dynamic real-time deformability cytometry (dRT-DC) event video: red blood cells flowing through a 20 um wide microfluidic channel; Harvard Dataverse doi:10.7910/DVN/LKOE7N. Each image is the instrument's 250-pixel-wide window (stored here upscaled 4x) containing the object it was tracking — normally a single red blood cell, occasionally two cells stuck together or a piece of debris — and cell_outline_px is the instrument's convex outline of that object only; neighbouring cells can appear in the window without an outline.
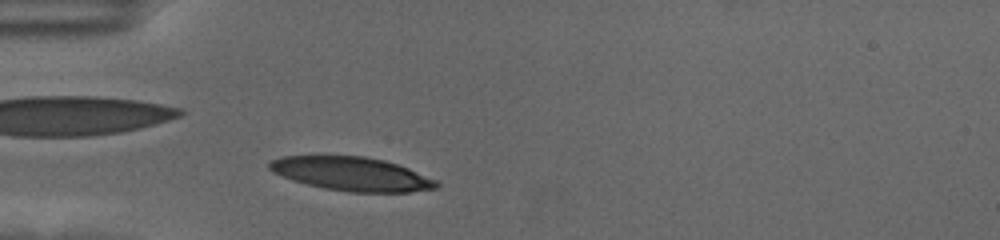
{"species": "human", "species_latin": "Homo sapiens", "temperature_condition": "cold", "stored_images_in_passage": 41, "camera_frame_rate_fps": 3000, "um_per_image_px": 0.085, "donor": {"sex": "female"}, "frame": {"image": 1, "passage_image": 4, "time_ms": 1.0, "image_size_px": [1000, 240], "cell_outline_px": [[440, 188], [408, 192], [352, 192], [324, 188], [292, 180], [272, 172], [268, 168], [268, 160], [280, 156], [364, 156], [384, 160], [408, 168], [436, 180], [440, 184]], "centroid_in_image_um": [29.87, 14.78], "position_along_channel_um": 55.1, "area_um2": 32.83}}
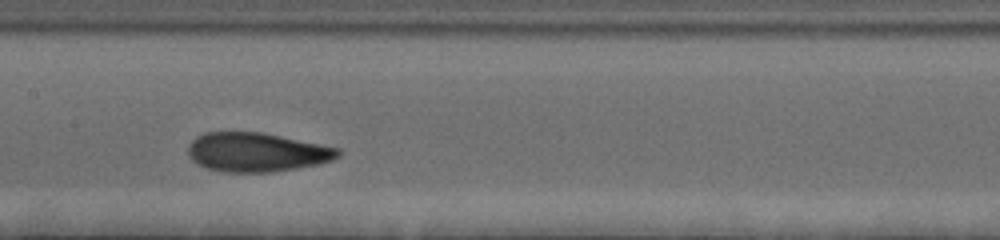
{"frame": {"image": 2, "passage_image": 16, "time_ms": 5.0, "image_size_px": [1000, 240], "cell_outline_px": [[340, 156], [332, 160], [316, 164], [296, 168], [272, 172], [220, 172], [196, 164], [188, 156], [188, 144], [196, 136], [204, 132], [264, 132], [340, 148]], "centroid_in_image_um": [21.79, 12.93], "position_along_channel_um": 185.6, "area_um2": 34.39}}
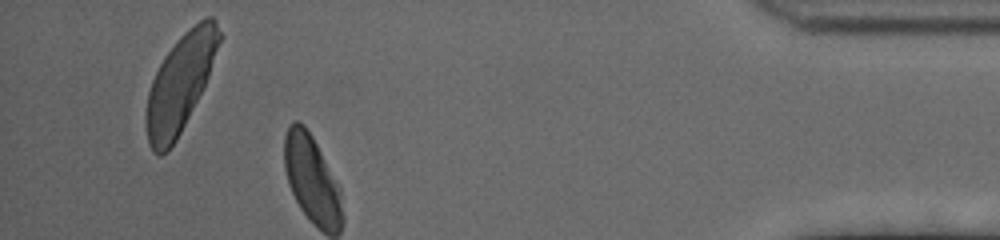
{"frame": {"image": 3, "passage_image": 39, "time_ms": 12.667, "image_size_px": [1000, 240], "cell_outline_px": [[224, 36], [208, 76], [176, 140], [168, 152], [160, 156], [152, 152], [148, 140], [144, 120], [144, 116], [148, 92], [152, 80], [164, 56], [176, 40], [184, 32], [200, 20], [208, 16], [212, 16], [216, 20]], "centroid_in_image_um": [15.31, 7.05], "position_along_channel_um": 419.9, "area_um2": 41.38}, "authors_computed_cell_mechanics": {"area_um2": 34.2176, "velocity_mm_per_s": 3.5137, "shape_relaxation_time_tau1_ms": 4.0599, "shape_relaxation_time_tau2_ms": 1.4543, "deformation_change_tau1": 0.184, "deformation_change_tau2": 0.0598}}